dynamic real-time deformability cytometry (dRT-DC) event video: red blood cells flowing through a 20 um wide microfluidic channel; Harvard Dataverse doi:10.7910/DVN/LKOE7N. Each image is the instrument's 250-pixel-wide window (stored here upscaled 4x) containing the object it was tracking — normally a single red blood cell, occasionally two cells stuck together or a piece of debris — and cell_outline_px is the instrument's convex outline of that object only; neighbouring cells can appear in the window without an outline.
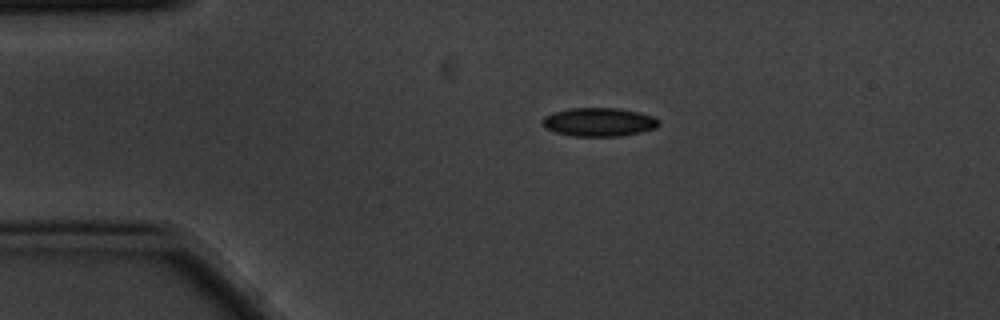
{"species": "common noctule bat (a hibernating species)", "species_latin": "Nyctalus noctula", "temperature_condition": "cold", "stored_images_in_passage": 3, "camera_frame_rate_fps": 3000, "um_per_image_px": 0.085, "animal": {"sex": "male", "body_mass_g": 20.1, "forearm_length_mm": 53.5}, "frame": {"image": 1, "passage_image": 1, "time_ms": 0.0, "image_size_px": [1000, 320], "cell_outline_px": [[660, 124], [656, 128], [640, 132], [620, 136], [572, 136], [556, 132], [540, 124], [540, 120], [544, 116], [552, 112], [572, 108], [620, 108], [640, 112], [652, 116], [660, 120]], "centroid_in_image_um": [50.91, 10.36], "position_along_channel_um": 34.1, "area_um2": 19.54}}
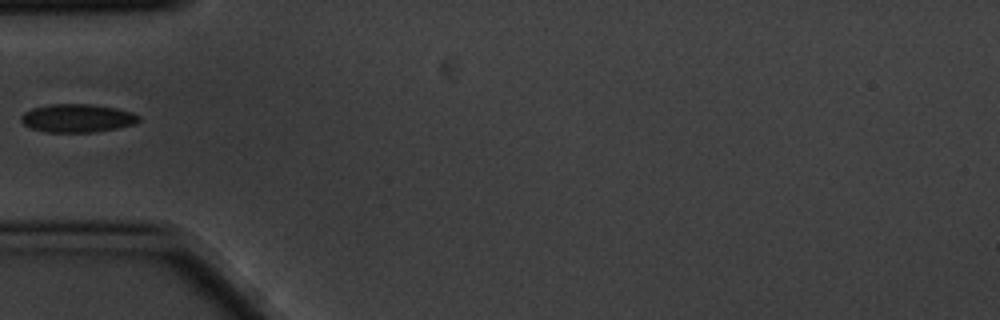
{"frame": {"image": 2, "passage_image": 3, "time_ms": 0.667, "image_size_px": [1000, 320], "cell_outline_px": [[140, 120], [136, 124], [120, 128], [92, 132], [44, 132], [28, 128], [20, 120], [20, 116], [24, 112], [32, 108], [48, 104], [92, 104], [116, 108], [132, 112], [140, 116]], "centroid_in_image_um": [6.56, 10.05], "position_along_channel_um": 78.4, "area_um2": 19.71}}